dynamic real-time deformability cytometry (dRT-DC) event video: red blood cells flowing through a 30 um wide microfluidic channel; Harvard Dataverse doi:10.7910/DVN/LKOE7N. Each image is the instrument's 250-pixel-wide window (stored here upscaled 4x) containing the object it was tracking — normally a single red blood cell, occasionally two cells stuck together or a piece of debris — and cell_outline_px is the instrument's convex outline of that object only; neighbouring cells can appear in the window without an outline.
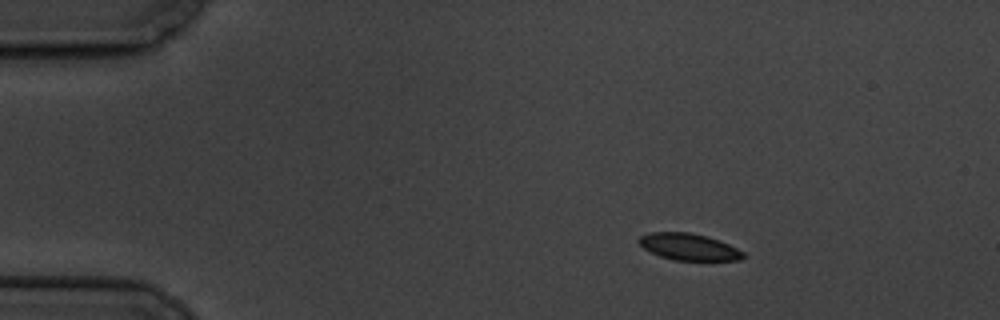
{"species": "common noctule bat (a hibernating species)", "species_latin": "Nyctalus noctula", "temperature_condition": "cold", "stored_images_in_passage": 8, "camera_frame_rate_fps": 3000, "um_per_image_px": 0.085, "animal": {"sex": "male", "body_mass_g": 19.5, "forearm_length_mm": 54.6}, "frame": {"image": 1, "passage_image": 2, "time_ms": 1.333, "image_size_px": [1000, 320], "cell_outline_px": [[744, 256], [740, 260], [672, 260], [660, 256], [644, 248], [636, 240], [640, 236], [652, 232], [688, 232], [708, 236], [720, 240], [744, 252]], "centroid_in_image_um": [58.54, 20.97], "position_along_channel_um": 26.5, "area_um2": 16.18}}
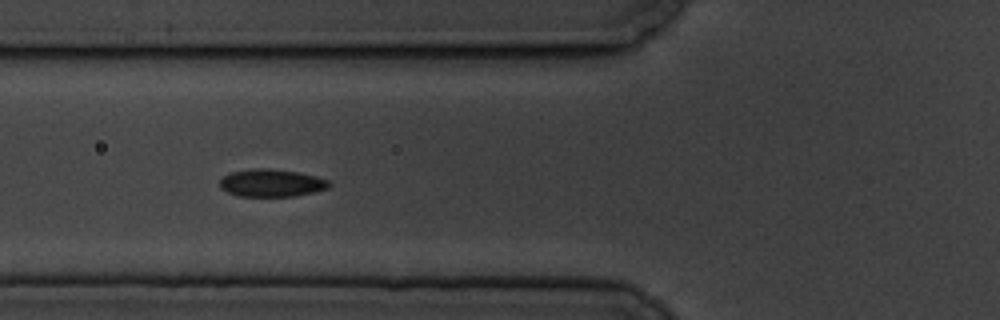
{"frame": {"image": 2, "passage_image": 6, "time_ms": 5.667, "image_size_px": [1000, 320], "cell_outline_px": [[332, 184], [328, 188], [296, 196], [236, 196], [220, 188], [220, 180], [224, 176], [232, 172], [252, 168], [268, 168], [296, 172], [316, 176], [328, 180]], "centroid_in_image_um": [23.07, 15.55], "position_along_channel_um": 102.7, "area_um2": 17.51}}
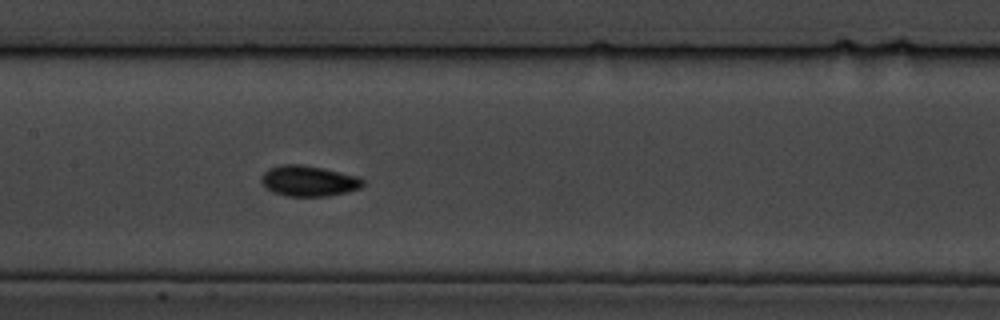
{"frame": {"image": 3, "passage_image": 8, "time_ms": 8.0, "image_size_px": [1000, 320], "cell_outline_px": [[364, 184], [360, 188], [348, 192], [328, 196], [288, 196], [272, 192], [264, 188], [260, 180], [260, 176], [268, 168], [280, 164], [304, 164], [324, 168], [360, 176], [364, 180]], "centroid_in_image_um": [26.22, 15.37], "position_along_channel_um": 181.2, "area_um2": 18.61}}